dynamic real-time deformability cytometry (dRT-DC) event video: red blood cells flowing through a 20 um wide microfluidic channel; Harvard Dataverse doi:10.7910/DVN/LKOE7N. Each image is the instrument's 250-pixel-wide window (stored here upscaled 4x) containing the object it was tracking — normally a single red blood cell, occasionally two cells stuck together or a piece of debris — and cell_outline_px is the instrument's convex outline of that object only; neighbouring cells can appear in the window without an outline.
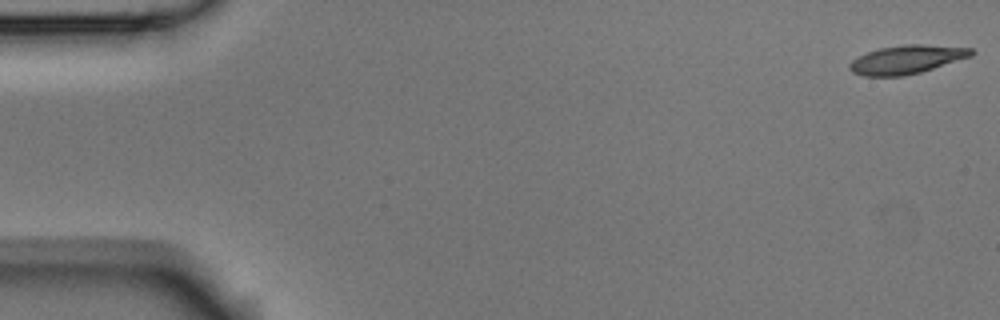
{"species": "Egyptian fruit bat (a non-hibernating species)", "species_latin": "Rousettus aegyptiacus", "temperature_condition": "room temperature", "stored_images_in_passage": 6, "camera_frame_rate_fps": 3000, "um_per_image_px": 0.085, "animal": {"sex": "male"}, "frame": {"image": 1, "passage_image": 1, "time_ms": 0.0, "image_size_px": [1000, 320], "cell_outline_px": [[976, 52], [972, 56], [920, 72], [904, 76], [864, 76], [852, 72], [848, 68], [848, 64], [852, 60], [868, 52], [880, 48], [904, 44], [920, 44], [972, 48]], "centroid_in_image_um": [77.07, 5.06], "position_along_channel_um": 7.9, "area_um2": 20.17}}